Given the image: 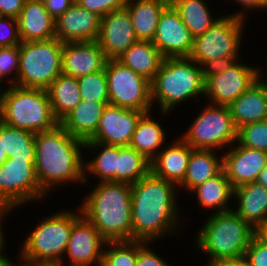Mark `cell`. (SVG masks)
I'll list each match as a JSON object with an SVG mask.
<instances>
[{
  "instance_id": "681fc988",
  "label": "cell",
  "mask_w": 267,
  "mask_h": 266,
  "mask_svg": "<svg viewBox=\"0 0 267 266\" xmlns=\"http://www.w3.org/2000/svg\"><path fill=\"white\" fill-rule=\"evenodd\" d=\"M255 236L267 246V222L255 230Z\"/></svg>"
},
{
  "instance_id": "4fadbf2b",
  "label": "cell",
  "mask_w": 267,
  "mask_h": 266,
  "mask_svg": "<svg viewBox=\"0 0 267 266\" xmlns=\"http://www.w3.org/2000/svg\"><path fill=\"white\" fill-rule=\"evenodd\" d=\"M238 60L233 66L205 80L204 97L208 103L229 106L260 77L262 69Z\"/></svg>"
},
{
  "instance_id": "11a10c76",
  "label": "cell",
  "mask_w": 267,
  "mask_h": 266,
  "mask_svg": "<svg viewBox=\"0 0 267 266\" xmlns=\"http://www.w3.org/2000/svg\"><path fill=\"white\" fill-rule=\"evenodd\" d=\"M7 159V155H3L2 139H0V168L4 165Z\"/></svg>"
},
{
  "instance_id": "5b68a950",
  "label": "cell",
  "mask_w": 267,
  "mask_h": 266,
  "mask_svg": "<svg viewBox=\"0 0 267 266\" xmlns=\"http://www.w3.org/2000/svg\"><path fill=\"white\" fill-rule=\"evenodd\" d=\"M205 80L202 68L189 57L164 58L151 82L152 105L157 102L163 116L182 102L204 98Z\"/></svg>"
},
{
  "instance_id": "9c48e42d",
  "label": "cell",
  "mask_w": 267,
  "mask_h": 266,
  "mask_svg": "<svg viewBox=\"0 0 267 266\" xmlns=\"http://www.w3.org/2000/svg\"><path fill=\"white\" fill-rule=\"evenodd\" d=\"M180 137L193 149L224 150L237 141V129L228 106L207 102ZM220 149V150H219Z\"/></svg>"
},
{
  "instance_id": "f546056e",
  "label": "cell",
  "mask_w": 267,
  "mask_h": 266,
  "mask_svg": "<svg viewBox=\"0 0 267 266\" xmlns=\"http://www.w3.org/2000/svg\"><path fill=\"white\" fill-rule=\"evenodd\" d=\"M164 57L149 40H137L117 60L152 82Z\"/></svg>"
},
{
  "instance_id": "836d02e7",
  "label": "cell",
  "mask_w": 267,
  "mask_h": 266,
  "mask_svg": "<svg viewBox=\"0 0 267 266\" xmlns=\"http://www.w3.org/2000/svg\"><path fill=\"white\" fill-rule=\"evenodd\" d=\"M3 155L8 158L35 161V133L15 128L0 121Z\"/></svg>"
},
{
  "instance_id": "7a4b0ae2",
  "label": "cell",
  "mask_w": 267,
  "mask_h": 266,
  "mask_svg": "<svg viewBox=\"0 0 267 266\" xmlns=\"http://www.w3.org/2000/svg\"><path fill=\"white\" fill-rule=\"evenodd\" d=\"M84 143L60 124L35 134L36 174L47 196L64 184H84Z\"/></svg>"
},
{
  "instance_id": "ab89813d",
  "label": "cell",
  "mask_w": 267,
  "mask_h": 266,
  "mask_svg": "<svg viewBox=\"0 0 267 266\" xmlns=\"http://www.w3.org/2000/svg\"><path fill=\"white\" fill-rule=\"evenodd\" d=\"M86 10L104 17L106 14L126 7L127 0H76Z\"/></svg>"
},
{
  "instance_id": "7dc6e473",
  "label": "cell",
  "mask_w": 267,
  "mask_h": 266,
  "mask_svg": "<svg viewBox=\"0 0 267 266\" xmlns=\"http://www.w3.org/2000/svg\"><path fill=\"white\" fill-rule=\"evenodd\" d=\"M25 0H0V16L17 18Z\"/></svg>"
},
{
  "instance_id": "8fae6325",
  "label": "cell",
  "mask_w": 267,
  "mask_h": 266,
  "mask_svg": "<svg viewBox=\"0 0 267 266\" xmlns=\"http://www.w3.org/2000/svg\"><path fill=\"white\" fill-rule=\"evenodd\" d=\"M46 195L40 187L35 161L8 158L0 168V206L7 211L45 200Z\"/></svg>"
},
{
  "instance_id": "9a60e30c",
  "label": "cell",
  "mask_w": 267,
  "mask_h": 266,
  "mask_svg": "<svg viewBox=\"0 0 267 266\" xmlns=\"http://www.w3.org/2000/svg\"><path fill=\"white\" fill-rule=\"evenodd\" d=\"M194 37L182 22L179 13L169 4L161 13L151 41L164 58L189 57Z\"/></svg>"
},
{
  "instance_id": "f5cc1de1",
  "label": "cell",
  "mask_w": 267,
  "mask_h": 266,
  "mask_svg": "<svg viewBox=\"0 0 267 266\" xmlns=\"http://www.w3.org/2000/svg\"><path fill=\"white\" fill-rule=\"evenodd\" d=\"M4 249L5 248L0 251V266H9L13 261L11 258H9V256L7 257V255L4 253Z\"/></svg>"
},
{
  "instance_id": "f1b7e54d",
  "label": "cell",
  "mask_w": 267,
  "mask_h": 266,
  "mask_svg": "<svg viewBox=\"0 0 267 266\" xmlns=\"http://www.w3.org/2000/svg\"><path fill=\"white\" fill-rule=\"evenodd\" d=\"M152 111L145 112L139 118L130 141L134 148L146 160L151 162L166 144V133L162 124L152 118Z\"/></svg>"
},
{
  "instance_id": "52a82bcc",
  "label": "cell",
  "mask_w": 267,
  "mask_h": 266,
  "mask_svg": "<svg viewBox=\"0 0 267 266\" xmlns=\"http://www.w3.org/2000/svg\"><path fill=\"white\" fill-rule=\"evenodd\" d=\"M0 121L33 133L53 129L55 118L46 89L7 86Z\"/></svg>"
},
{
  "instance_id": "f6af8a7d",
  "label": "cell",
  "mask_w": 267,
  "mask_h": 266,
  "mask_svg": "<svg viewBox=\"0 0 267 266\" xmlns=\"http://www.w3.org/2000/svg\"><path fill=\"white\" fill-rule=\"evenodd\" d=\"M234 3H237L238 6H240V9L238 12H233L232 15L240 16L242 18H247L246 14L252 11L258 10L261 12V10L264 12V10H267V0H234Z\"/></svg>"
},
{
  "instance_id": "5bb4252c",
  "label": "cell",
  "mask_w": 267,
  "mask_h": 266,
  "mask_svg": "<svg viewBox=\"0 0 267 266\" xmlns=\"http://www.w3.org/2000/svg\"><path fill=\"white\" fill-rule=\"evenodd\" d=\"M106 242L96 227L82 214L71 229L64 254L70 260L65 266H101Z\"/></svg>"
},
{
  "instance_id": "44dd1931",
  "label": "cell",
  "mask_w": 267,
  "mask_h": 266,
  "mask_svg": "<svg viewBox=\"0 0 267 266\" xmlns=\"http://www.w3.org/2000/svg\"><path fill=\"white\" fill-rule=\"evenodd\" d=\"M169 144L150 162V171L178 186L184 180L193 148L180 136Z\"/></svg>"
},
{
  "instance_id": "277c9868",
  "label": "cell",
  "mask_w": 267,
  "mask_h": 266,
  "mask_svg": "<svg viewBox=\"0 0 267 266\" xmlns=\"http://www.w3.org/2000/svg\"><path fill=\"white\" fill-rule=\"evenodd\" d=\"M255 230L233 210L212 213L196 233L195 246L208 257L205 266L244 258Z\"/></svg>"
},
{
  "instance_id": "8992f818",
  "label": "cell",
  "mask_w": 267,
  "mask_h": 266,
  "mask_svg": "<svg viewBox=\"0 0 267 266\" xmlns=\"http://www.w3.org/2000/svg\"><path fill=\"white\" fill-rule=\"evenodd\" d=\"M60 211V212H59ZM41 217L19 248L21 262L27 264H65L64 254L73 223L82 215L80 206L75 211L59 210ZM74 212V213H73Z\"/></svg>"
},
{
  "instance_id": "ee69618b",
  "label": "cell",
  "mask_w": 267,
  "mask_h": 266,
  "mask_svg": "<svg viewBox=\"0 0 267 266\" xmlns=\"http://www.w3.org/2000/svg\"><path fill=\"white\" fill-rule=\"evenodd\" d=\"M239 59L240 56H229L206 61L201 66L204 80H206L209 76L226 71L228 68L233 66Z\"/></svg>"
},
{
  "instance_id": "c3c4849f",
  "label": "cell",
  "mask_w": 267,
  "mask_h": 266,
  "mask_svg": "<svg viewBox=\"0 0 267 266\" xmlns=\"http://www.w3.org/2000/svg\"><path fill=\"white\" fill-rule=\"evenodd\" d=\"M7 215H11V211H7L6 209H4L3 207L0 206V251L5 248V244H6V236L4 235V227L2 224H5L3 223V221H5V217ZM4 219V220H3Z\"/></svg>"
},
{
  "instance_id": "ac0fdd59",
  "label": "cell",
  "mask_w": 267,
  "mask_h": 266,
  "mask_svg": "<svg viewBox=\"0 0 267 266\" xmlns=\"http://www.w3.org/2000/svg\"><path fill=\"white\" fill-rule=\"evenodd\" d=\"M222 155L223 169L233 189L256 181L267 164V152L247 148L238 141Z\"/></svg>"
},
{
  "instance_id": "db71d44e",
  "label": "cell",
  "mask_w": 267,
  "mask_h": 266,
  "mask_svg": "<svg viewBox=\"0 0 267 266\" xmlns=\"http://www.w3.org/2000/svg\"><path fill=\"white\" fill-rule=\"evenodd\" d=\"M3 85L4 84H2V82H0V118H1V114H2L4 95H5V91H6V89H2V88H4V87H2Z\"/></svg>"
},
{
  "instance_id": "4316f807",
  "label": "cell",
  "mask_w": 267,
  "mask_h": 266,
  "mask_svg": "<svg viewBox=\"0 0 267 266\" xmlns=\"http://www.w3.org/2000/svg\"><path fill=\"white\" fill-rule=\"evenodd\" d=\"M170 0H127L135 36L138 40L152 41L163 10Z\"/></svg>"
},
{
  "instance_id": "1f68e13d",
  "label": "cell",
  "mask_w": 267,
  "mask_h": 266,
  "mask_svg": "<svg viewBox=\"0 0 267 266\" xmlns=\"http://www.w3.org/2000/svg\"><path fill=\"white\" fill-rule=\"evenodd\" d=\"M55 118L60 122L82 100L77 78L60 74L46 89Z\"/></svg>"
},
{
  "instance_id": "603a6c76",
  "label": "cell",
  "mask_w": 267,
  "mask_h": 266,
  "mask_svg": "<svg viewBox=\"0 0 267 266\" xmlns=\"http://www.w3.org/2000/svg\"><path fill=\"white\" fill-rule=\"evenodd\" d=\"M21 42L49 40L55 37V20L43 0H25L17 17Z\"/></svg>"
},
{
  "instance_id": "d4e9b609",
  "label": "cell",
  "mask_w": 267,
  "mask_h": 266,
  "mask_svg": "<svg viewBox=\"0 0 267 266\" xmlns=\"http://www.w3.org/2000/svg\"><path fill=\"white\" fill-rule=\"evenodd\" d=\"M109 102H95L82 99L59 124L72 136L88 141L96 132L104 108Z\"/></svg>"
},
{
  "instance_id": "d590c367",
  "label": "cell",
  "mask_w": 267,
  "mask_h": 266,
  "mask_svg": "<svg viewBox=\"0 0 267 266\" xmlns=\"http://www.w3.org/2000/svg\"><path fill=\"white\" fill-rule=\"evenodd\" d=\"M136 259V240L107 241L101 266H136Z\"/></svg>"
},
{
  "instance_id": "ffe728a7",
  "label": "cell",
  "mask_w": 267,
  "mask_h": 266,
  "mask_svg": "<svg viewBox=\"0 0 267 266\" xmlns=\"http://www.w3.org/2000/svg\"><path fill=\"white\" fill-rule=\"evenodd\" d=\"M61 61L62 74L79 78L103 70L107 58L95 40L63 43Z\"/></svg>"
},
{
  "instance_id": "7c38bea8",
  "label": "cell",
  "mask_w": 267,
  "mask_h": 266,
  "mask_svg": "<svg viewBox=\"0 0 267 266\" xmlns=\"http://www.w3.org/2000/svg\"><path fill=\"white\" fill-rule=\"evenodd\" d=\"M109 104L137 111H152L151 82L118 60L105 64Z\"/></svg>"
},
{
  "instance_id": "484cf974",
  "label": "cell",
  "mask_w": 267,
  "mask_h": 266,
  "mask_svg": "<svg viewBox=\"0 0 267 266\" xmlns=\"http://www.w3.org/2000/svg\"><path fill=\"white\" fill-rule=\"evenodd\" d=\"M233 191L234 189L222 169L217 175L195 187L190 194L193 193L197 197L196 203L198 202L199 207H203L205 211L214 210L212 213H221L233 209L230 205V200H234Z\"/></svg>"
},
{
  "instance_id": "83f0119b",
  "label": "cell",
  "mask_w": 267,
  "mask_h": 266,
  "mask_svg": "<svg viewBox=\"0 0 267 266\" xmlns=\"http://www.w3.org/2000/svg\"><path fill=\"white\" fill-rule=\"evenodd\" d=\"M216 152L212 149H193L184 180L178 185V189L183 188L189 193L217 175L223 169V155L218 156Z\"/></svg>"
},
{
  "instance_id": "2e32d148",
  "label": "cell",
  "mask_w": 267,
  "mask_h": 266,
  "mask_svg": "<svg viewBox=\"0 0 267 266\" xmlns=\"http://www.w3.org/2000/svg\"><path fill=\"white\" fill-rule=\"evenodd\" d=\"M143 113L145 112L108 104L95 134L86 142L129 146L136 124Z\"/></svg>"
},
{
  "instance_id": "d6a6232c",
  "label": "cell",
  "mask_w": 267,
  "mask_h": 266,
  "mask_svg": "<svg viewBox=\"0 0 267 266\" xmlns=\"http://www.w3.org/2000/svg\"><path fill=\"white\" fill-rule=\"evenodd\" d=\"M207 0H170L193 37L204 34L221 16L214 17ZM213 17V18H212Z\"/></svg>"
},
{
  "instance_id": "e0dca14e",
  "label": "cell",
  "mask_w": 267,
  "mask_h": 266,
  "mask_svg": "<svg viewBox=\"0 0 267 266\" xmlns=\"http://www.w3.org/2000/svg\"><path fill=\"white\" fill-rule=\"evenodd\" d=\"M137 40L126 8L112 11L101 18L96 41L107 60H117Z\"/></svg>"
},
{
  "instance_id": "816d5d0a",
  "label": "cell",
  "mask_w": 267,
  "mask_h": 266,
  "mask_svg": "<svg viewBox=\"0 0 267 266\" xmlns=\"http://www.w3.org/2000/svg\"><path fill=\"white\" fill-rule=\"evenodd\" d=\"M256 181L267 189V164L265 165L263 170L259 173V176Z\"/></svg>"
},
{
  "instance_id": "6f0895ef",
  "label": "cell",
  "mask_w": 267,
  "mask_h": 266,
  "mask_svg": "<svg viewBox=\"0 0 267 266\" xmlns=\"http://www.w3.org/2000/svg\"><path fill=\"white\" fill-rule=\"evenodd\" d=\"M33 266H64V265L60 263H50V264H35Z\"/></svg>"
},
{
  "instance_id": "d6986e66",
  "label": "cell",
  "mask_w": 267,
  "mask_h": 266,
  "mask_svg": "<svg viewBox=\"0 0 267 266\" xmlns=\"http://www.w3.org/2000/svg\"><path fill=\"white\" fill-rule=\"evenodd\" d=\"M101 17L76 1L55 20V37L62 43L97 40Z\"/></svg>"
},
{
  "instance_id": "7402d4cb",
  "label": "cell",
  "mask_w": 267,
  "mask_h": 266,
  "mask_svg": "<svg viewBox=\"0 0 267 266\" xmlns=\"http://www.w3.org/2000/svg\"><path fill=\"white\" fill-rule=\"evenodd\" d=\"M261 77L228 107L238 130L243 125L267 120V83Z\"/></svg>"
},
{
  "instance_id": "bcb514c9",
  "label": "cell",
  "mask_w": 267,
  "mask_h": 266,
  "mask_svg": "<svg viewBox=\"0 0 267 266\" xmlns=\"http://www.w3.org/2000/svg\"><path fill=\"white\" fill-rule=\"evenodd\" d=\"M74 2L75 0H43L46 10L54 20L69 9Z\"/></svg>"
},
{
  "instance_id": "680465c9",
  "label": "cell",
  "mask_w": 267,
  "mask_h": 266,
  "mask_svg": "<svg viewBox=\"0 0 267 266\" xmlns=\"http://www.w3.org/2000/svg\"><path fill=\"white\" fill-rule=\"evenodd\" d=\"M266 65H267V63H266ZM264 72L266 73V76H265L266 79H264V81L267 83V66H266V71H264Z\"/></svg>"
},
{
  "instance_id": "ba28073f",
  "label": "cell",
  "mask_w": 267,
  "mask_h": 266,
  "mask_svg": "<svg viewBox=\"0 0 267 266\" xmlns=\"http://www.w3.org/2000/svg\"><path fill=\"white\" fill-rule=\"evenodd\" d=\"M62 47L57 38L21 42L17 86L47 89L62 74Z\"/></svg>"
},
{
  "instance_id": "6da1fadb",
  "label": "cell",
  "mask_w": 267,
  "mask_h": 266,
  "mask_svg": "<svg viewBox=\"0 0 267 266\" xmlns=\"http://www.w3.org/2000/svg\"><path fill=\"white\" fill-rule=\"evenodd\" d=\"M178 186L149 171L131 185L132 240L154 242L180 229ZM178 196V197H177ZM166 235V236H165Z\"/></svg>"
},
{
  "instance_id": "7bdbcfd3",
  "label": "cell",
  "mask_w": 267,
  "mask_h": 266,
  "mask_svg": "<svg viewBox=\"0 0 267 266\" xmlns=\"http://www.w3.org/2000/svg\"><path fill=\"white\" fill-rule=\"evenodd\" d=\"M244 258L250 266H267V246L254 236Z\"/></svg>"
},
{
  "instance_id": "60d3db41",
  "label": "cell",
  "mask_w": 267,
  "mask_h": 266,
  "mask_svg": "<svg viewBox=\"0 0 267 266\" xmlns=\"http://www.w3.org/2000/svg\"><path fill=\"white\" fill-rule=\"evenodd\" d=\"M20 44L17 18L0 16V47Z\"/></svg>"
},
{
  "instance_id": "e575fe53",
  "label": "cell",
  "mask_w": 267,
  "mask_h": 266,
  "mask_svg": "<svg viewBox=\"0 0 267 266\" xmlns=\"http://www.w3.org/2000/svg\"><path fill=\"white\" fill-rule=\"evenodd\" d=\"M150 171V162L130 146H119L117 182L134 184Z\"/></svg>"
},
{
  "instance_id": "30bf717a",
  "label": "cell",
  "mask_w": 267,
  "mask_h": 266,
  "mask_svg": "<svg viewBox=\"0 0 267 266\" xmlns=\"http://www.w3.org/2000/svg\"><path fill=\"white\" fill-rule=\"evenodd\" d=\"M246 20L232 14L222 15L204 34L194 37L189 58L202 66L212 59L240 56Z\"/></svg>"
},
{
  "instance_id": "f35d334b",
  "label": "cell",
  "mask_w": 267,
  "mask_h": 266,
  "mask_svg": "<svg viewBox=\"0 0 267 266\" xmlns=\"http://www.w3.org/2000/svg\"><path fill=\"white\" fill-rule=\"evenodd\" d=\"M19 57L20 45L0 47V82L7 81L8 86L17 85Z\"/></svg>"
},
{
  "instance_id": "8d00e7d4",
  "label": "cell",
  "mask_w": 267,
  "mask_h": 266,
  "mask_svg": "<svg viewBox=\"0 0 267 266\" xmlns=\"http://www.w3.org/2000/svg\"><path fill=\"white\" fill-rule=\"evenodd\" d=\"M82 99L95 102H109L105 68L77 78Z\"/></svg>"
},
{
  "instance_id": "74e56055",
  "label": "cell",
  "mask_w": 267,
  "mask_h": 266,
  "mask_svg": "<svg viewBox=\"0 0 267 266\" xmlns=\"http://www.w3.org/2000/svg\"><path fill=\"white\" fill-rule=\"evenodd\" d=\"M237 141L247 148L267 152V120L240 127Z\"/></svg>"
},
{
  "instance_id": "9f6ffc18",
  "label": "cell",
  "mask_w": 267,
  "mask_h": 266,
  "mask_svg": "<svg viewBox=\"0 0 267 266\" xmlns=\"http://www.w3.org/2000/svg\"><path fill=\"white\" fill-rule=\"evenodd\" d=\"M9 266H33L32 264H27V263H24V262H14V259H13V262L9 265Z\"/></svg>"
},
{
  "instance_id": "3957f363",
  "label": "cell",
  "mask_w": 267,
  "mask_h": 266,
  "mask_svg": "<svg viewBox=\"0 0 267 266\" xmlns=\"http://www.w3.org/2000/svg\"><path fill=\"white\" fill-rule=\"evenodd\" d=\"M81 203L82 214L107 241L132 240L131 184L99 182Z\"/></svg>"
},
{
  "instance_id": "f907efd6",
  "label": "cell",
  "mask_w": 267,
  "mask_h": 266,
  "mask_svg": "<svg viewBox=\"0 0 267 266\" xmlns=\"http://www.w3.org/2000/svg\"><path fill=\"white\" fill-rule=\"evenodd\" d=\"M213 266H250V264L245 260V258H240L227 261L225 263L215 264Z\"/></svg>"
},
{
  "instance_id": "cb8c5ba5",
  "label": "cell",
  "mask_w": 267,
  "mask_h": 266,
  "mask_svg": "<svg viewBox=\"0 0 267 266\" xmlns=\"http://www.w3.org/2000/svg\"><path fill=\"white\" fill-rule=\"evenodd\" d=\"M233 199L237 203L232 210L254 230L267 222V189L263 185L257 181L241 185L234 189Z\"/></svg>"
},
{
  "instance_id": "4dcf8cb0",
  "label": "cell",
  "mask_w": 267,
  "mask_h": 266,
  "mask_svg": "<svg viewBox=\"0 0 267 266\" xmlns=\"http://www.w3.org/2000/svg\"><path fill=\"white\" fill-rule=\"evenodd\" d=\"M84 149L97 152L94 159L84 161V184L90 182L89 177L95 176L99 182H117V158L119 146L106 145L99 142H85ZM96 149V150H95ZM98 150V151H97Z\"/></svg>"
},
{
  "instance_id": "b9f144b4",
  "label": "cell",
  "mask_w": 267,
  "mask_h": 266,
  "mask_svg": "<svg viewBox=\"0 0 267 266\" xmlns=\"http://www.w3.org/2000/svg\"><path fill=\"white\" fill-rule=\"evenodd\" d=\"M151 244L153 242L137 241L136 266H170L166 259L157 255L156 251L153 252Z\"/></svg>"
}]
</instances>
